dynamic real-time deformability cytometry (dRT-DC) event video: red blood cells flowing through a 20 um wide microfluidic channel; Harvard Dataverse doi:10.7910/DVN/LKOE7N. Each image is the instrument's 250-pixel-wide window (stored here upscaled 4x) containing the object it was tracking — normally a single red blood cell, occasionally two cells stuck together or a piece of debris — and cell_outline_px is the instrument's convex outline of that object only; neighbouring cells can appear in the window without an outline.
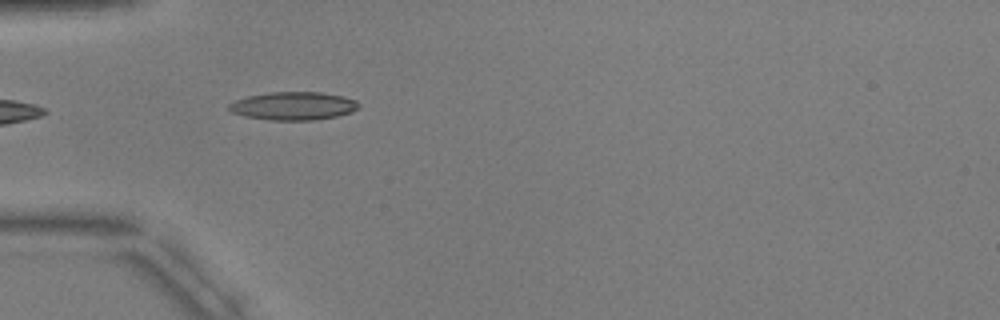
{"species": "common noctule bat (a hibernating species)", "species_latin": "Nyctalus noctula", "temperature_condition": "warm", "stored_images_in_passage": 6, "camera_frame_rate_fps": 3000, "um_per_image_px": 0.085, "animal": {"sex": "male", "body_mass_g": 17.9, "forearm_length_mm": 54.2}, "frame": {"image": 1, "passage_image": 5, "time_ms": 5.667, "image_size_px": [1000, 320], "cell_outline_px": [[360, 104], [352, 112], [336, 116], [316, 120], [268, 120], [244, 116], [232, 112], [228, 108], [228, 104], [236, 100], [248, 96], [272, 92], [324, 92], [344, 96], [356, 100]], "centroid_in_image_um": [24.95, 9.0], "position_along_channel_um": 60.1, "area_um2": 21.33}}